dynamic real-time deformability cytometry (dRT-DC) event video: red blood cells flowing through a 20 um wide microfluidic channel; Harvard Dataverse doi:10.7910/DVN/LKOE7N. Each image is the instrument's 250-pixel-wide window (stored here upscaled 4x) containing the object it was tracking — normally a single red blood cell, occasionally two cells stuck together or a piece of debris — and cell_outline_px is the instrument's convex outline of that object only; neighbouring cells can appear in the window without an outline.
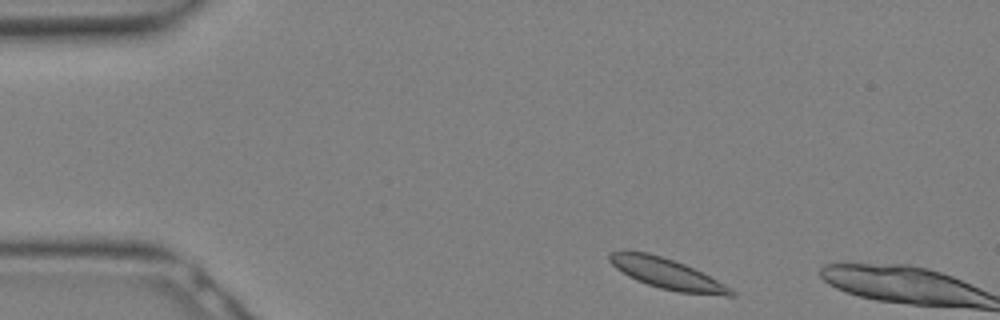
{"species": "Egyptian fruit bat (a non-hibernating species)", "species_latin": "Rousettus aegyptiacus", "temperature_condition": "warm", "stored_images_in_passage": 2, "camera_frame_rate_fps": 3000, "um_per_image_px": 0.085, "animal": {"sex": "female"}, "frame": {"image": 1, "passage_image": 1, "time_ms": 0.0, "image_size_px": [1000, 320], "cell_outline_px": [[736, 296], [724, 296], [676, 292], [660, 288], [636, 280], [628, 276], [616, 268], [608, 260], [608, 252], [648, 252], [684, 264], [732, 288], [736, 292]], "centroid_in_image_um": [56.72, 23.29], "position_along_channel_um": 28.3, "area_um2": 21.27}}